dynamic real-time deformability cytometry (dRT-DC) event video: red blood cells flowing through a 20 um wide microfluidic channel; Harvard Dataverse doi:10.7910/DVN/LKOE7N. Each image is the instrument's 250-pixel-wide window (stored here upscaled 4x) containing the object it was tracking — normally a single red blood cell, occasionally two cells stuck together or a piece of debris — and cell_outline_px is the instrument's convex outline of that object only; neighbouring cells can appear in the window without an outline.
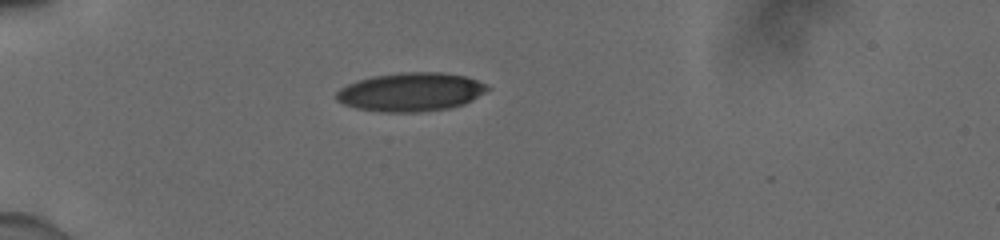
{"species": "human", "species_latin": "Homo sapiens", "temperature_condition": "cold", "stored_images_in_passage": 38, "camera_frame_rate_fps": 3000, "um_per_image_px": 0.085, "donor": {"sex": "male"}, "frame": {"image": 1, "passage_image": 1, "time_ms": 0.0, "image_size_px": [1000, 240], "cell_outline_px": [[492, 88], [472, 100], [464, 104], [448, 108], [416, 112], [380, 112], [356, 108], [344, 104], [336, 100], [336, 92], [340, 88], [356, 80], [372, 76], [400, 72], [440, 72], [464, 76], [488, 84]], "centroid_in_image_um": [34.91, 7.81], "position_along_channel_um": 50.1, "area_um2": 34.16}}
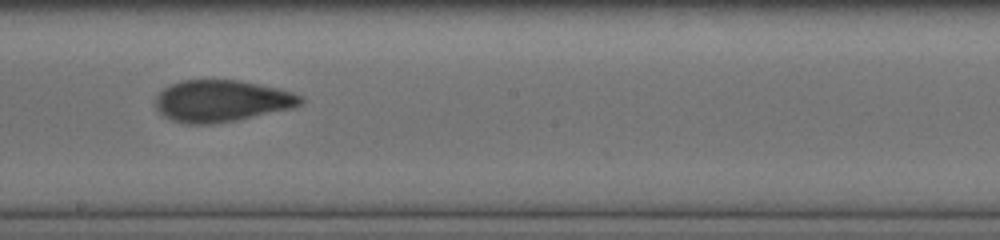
{"frame": {"image": 2, "passage_image": 17, "time_ms": 5.333, "image_size_px": [1000, 240], "cell_outline_px": [[304, 100], [300, 104], [292, 108], [236, 120], [212, 124], [184, 124], [172, 120], [164, 116], [156, 108], [156, 96], [164, 88], [180, 80], [240, 80], [280, 88], [292, 92], [300, 96]], "centroid_in_image_um": [18.83, 8.58], "position_along_channel_um": 229.4, "area_um2": 35.26}}
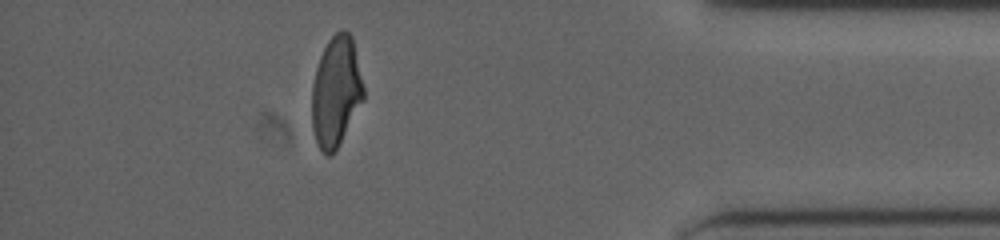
{"frame": {"image": 3, "passage_image": 33, "time_ms": 10.667, "image_size_px": [1000, 240], "cell_outline_px": [[364, 100], [336, 148], [328, 156], [320, 148], [316, 140], [312, 128], [312, 84], [316, 68], [320, 56], [328, 40], [340, 28], [344, 28], [352, 36], [364, 88]], "centroid_in_image_um": [28.56, 7.73], "position_along_channel_um": 406.6, "area_um2": 32.95}, "authors_computed_cell_mechanics": {"area_um2": 34.7378, "velocity_mm_per_s": 3.9207, "shape_relaxation_time_tau1_ms": 5.3977, "shape_relaxation_time_tau2_ms": 1.6843, "deformation_change_tau1": 0.1714, "deformation_change_tau2": 0.0844}}